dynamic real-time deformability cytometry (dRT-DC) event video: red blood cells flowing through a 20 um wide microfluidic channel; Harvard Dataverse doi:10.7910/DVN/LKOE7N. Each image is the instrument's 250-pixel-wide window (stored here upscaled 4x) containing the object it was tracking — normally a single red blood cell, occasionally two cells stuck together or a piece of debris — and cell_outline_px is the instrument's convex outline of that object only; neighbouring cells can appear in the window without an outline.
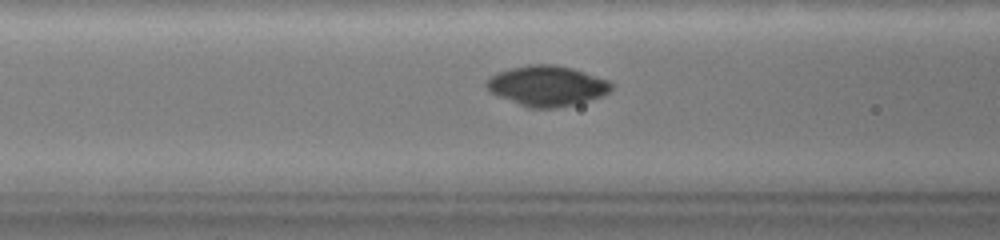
{"species": "common noctule bat (a hibernating species)", "species_latin": "Nyctalus noctula", "temperature_condition": "warm", "stored_images_in_passage": 73, "camera_frame_rate_fps": 3000, "um_per_image_px": 0.085, "animal": {"sex": "female", "body_mass_g": 19.0, "forearm_length_mm": 51.5}, "frame": {"image": 1, "passage_image": 31, "time_ms": 10.0, "image_size_px": [1000, 240], "cell_outline_px": [[612, 88], [604, 96], [556, 108], [528, 108], [500, 96], [492, 92], [484, 84], [496, 72], [528, 64], [556, 64], [572, 68], [608, 80], [612, 84]], "centroid_in_image_um": [46.5, 7.29], "position_along_channel_um": 120.1, "area_um2": 29.02}}
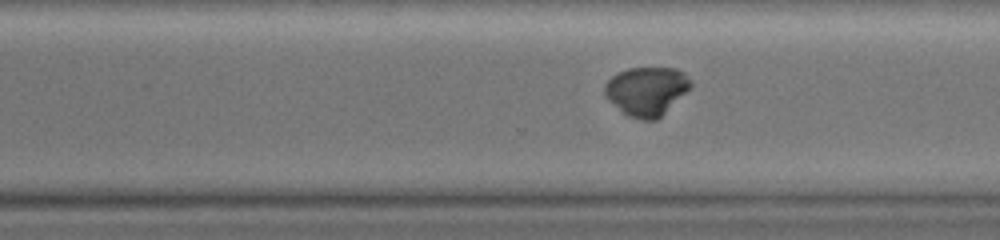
{"frame": {"image": 2, "passage_image": 53, "time_ms": 17.333, "image_size_px": [1000, 240], "cell_outline_px": [[692, 84], [656, 120], [644, 120], [628, 116], [608, 100], [604, 96], [604, 84], [612, 76], [628, 68], [676, 68], [684, 72]], "centroid_in_image_um": [54.91, 7.72], "position_along_channel_um": 315.7, "area_um2": 23.93}}
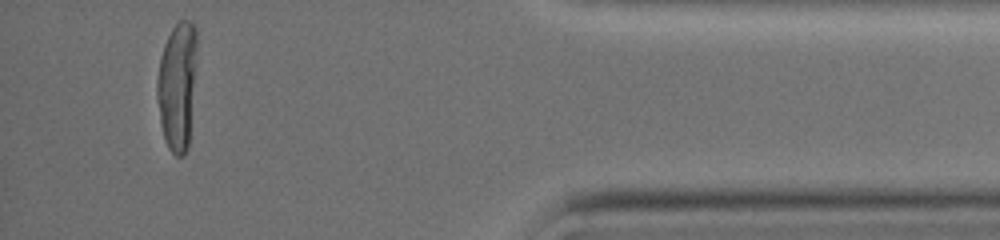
{"frame": {"image": 3, "passage_image": 69, "time_ms": 22.667, "image_size_px": [1000, 240], "cell_outline_px": [[196, 52], [188, 148], [184, 156], [176, 156], [168, 148], [164, 140], [160, 124], [156, 96], [156, 80], [160, 56], [164, 44], [172, 28], [180, 20], [188, 20], [196, 24]], "centroid_in_image_um": [15.03, 7.29], "position_along_channel_um": 420.2, "area_um2": 29.82}}